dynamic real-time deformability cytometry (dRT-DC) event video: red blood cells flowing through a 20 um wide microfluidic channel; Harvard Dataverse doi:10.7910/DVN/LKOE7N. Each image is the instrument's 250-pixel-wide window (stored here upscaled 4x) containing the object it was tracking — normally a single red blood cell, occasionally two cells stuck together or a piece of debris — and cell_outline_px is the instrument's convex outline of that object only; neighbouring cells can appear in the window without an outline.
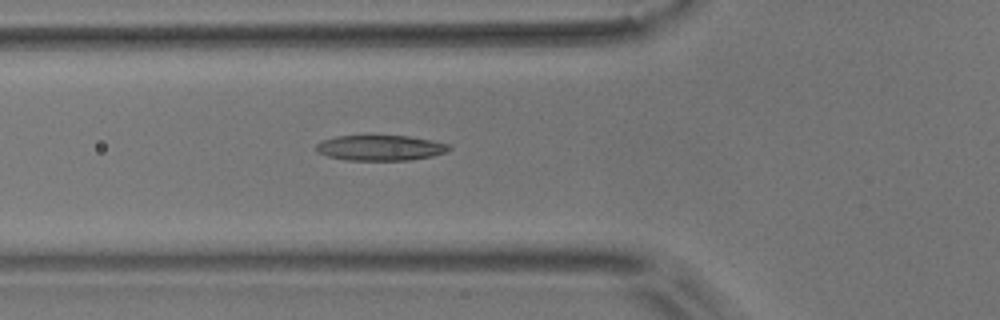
{"species": "common noctule bat (a hibernating species)", "species_latin": "Nyctalus noctula", "temperature_condition": "room temperature", "stored_images_in_passage": 6, "camera_frame_rate_fps": 3000, "um_per_image_px": 0.085, "animal": {"sex": "male", "body_mass_g": 17.9}, "frame": {"image": 1, "passage_image": 6, "time_ms": 5.667, "image_size_px": [1000, 320], "cell_outline_px": [[452, 148], [444, 152], [432, 156], [408, 160], [348, 160], [328, 156], [316, 152], [316, 144], [320, 140], [336, 136], [364, 132], [408, 136], [432, 140], [452, 144]], "centroid_in_image_um": [32.28, 12.5], "position_along_channel_um": 93.5, "area_um2": 20.75}}